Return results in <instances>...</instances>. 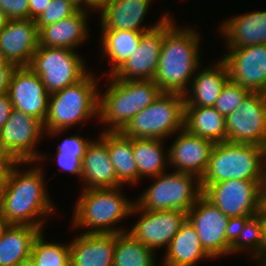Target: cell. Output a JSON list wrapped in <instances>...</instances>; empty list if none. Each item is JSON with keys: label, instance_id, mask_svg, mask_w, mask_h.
Segmentation results:
<instances>
[{"label": "cell", "instance_id": "6da1fadb", "mask_svg": "<svg viewBox=\"0 0 266 266\" xmlns=\"http://www.w3.org/2000/svg\"><path fill=\"white\" fill-rule=\"evenodd\" d=\"M23 163L32 162H18L8 170L0 193V212L9 224L30 225L43 230L44 223L42 219L38 220L39 217L55 210L46 192L41 168L35 166L22 172L17 165Z\"/></svg>", "mask_w": 266, "mask_h": 266}, {"label": "cell", "instance_id": "7a4b0ae2", "mask_svg": "<svg viewBox=\"0 0 266 266\" xmlns=\"http://www.w3.org/2000/svg\"><path fill=\"white\" fill-rule=\"evenodd\" d=\"M171 20L170 17L165 20V34L153 80L162 92L184 95L188 92V81L192 82V76L200 67V33L193 28H177Z\"/></svg>", "mask_w": 266, "mask_h": 266}, {"label": "cell", "instance_id": "3957f363", "mask_svg": "<svg viewBox=\"0 0 266 266\" xmlns=\"http://www.w3.org/2000/svg\"><path fill=\"white\" fill-rule=\"evenodd\" d=\"M112 82L99 96V122L110 124L106 131H122L135 115L153 103L162 93L154 80H119Z\"/></svg>", "mask_w": 266, "mask_h": 266}, {"label": "cell", "instance_id": "277c9868", "mask_svg": "<svg viewBox=\"0 0 266 266\" xmlns=\"http://www.w3.org/2000/svg\"><path fill=\"white\" fill-rule=\"evenodd\" d=\"M96 77L88 73L77 83L50 93L44 131L55 135L96 115L99 118V90ZM91 116V117H90ZM84 120V121H83Z\"/></svg>", "mask_w": 266, "mask_h": 266}, {"label": "cell", "instance_id": "5b68a950", "mask_svg": "<svg viewBox=\"0 0 266 266\" xmlns=\"http://www.w3.org/2000/svg\"><path fill=\"white\" fill-rule=\"evenodd\" d=\"M266 180V148L250 143L214 144L201 183Z\"/></svg>", "mask_w": 266, "mask_h": 266}, {"label": "cell", "instance_id": "8992f818", "mask_svg": "<svg viewBox=\"0 0 266 266\" xmlns=\"http://www.w3.org/2000/svg\"><path fill=\"white\" fill-rule=\"evenodd\" d=\"M120 187L83 189L76 202L74 227H86L84 233L118 234L126 232L113 225L131 216L135 202L123 196ZM112 225V226H111Z\"/></svg>", "mask_w": 266, "mask_h": 266}, {"label": "cell", "instance_id": "52a82bcc", "mask_svg": "<svg viewBox=\"0 0 266 266\" xmlns=\"http://www.w3.org/2000/svg\"><path fill=\"white\" fill-rule=\"evenodd\" d=\"M185 96L162 92L121 131L129 138L164 140L184 128Z\"/></svg>", "mask_w": 266, "mask_h": 266}, {"label": "cell", "instance_id": "ba28073f", "mask_svg": "<svg viewBox=\"0 0 266 266\" xmlns=\"http://www.w3.org/2000/svg\"><path fill=\"white\" fill-rule=\"evenodd\" d=\"M154 179L155 182L135 201L141 209L180 210L187 213L203 193L201 179L193 174L175 171L161 173Z\"/></svg>", "mask_w": 266, "mask_h": 266}, {"label": "cell", "instance_id": "9c48e42d", "mask_svg": "<svg viewBox=\"0 0 266 266\" xmlns=\"http://www.w3.org/2000/svg\"><path fill=\"white\" fill-rule=\"evenodd\" d=\"M266 180H228L201 183L203 195L233 222L259 214Z\"/></svg>", "mask_w": 266, "mask_h": 266}, {"label": "cell", "instance_id": "30bf717a", "mask_svg": "<svg viewBox=\"0 0 266 266\" xmlns=\"http://www.w3.org/2000/svg\"><path fill=\"white\" fill-rule=\"evenodd\" d=\"M28 67L41 78L49 94L77 83L89 73L81 56L68 48L38 47Z\"/></svg>", "mask_w": 266, "mask_h": 266}, {"label": "cell", "instance_id": "8fae6325", "mask_svg": "<svg viewBox=\"0 0 266 266\" xmlns=\"http://www.w3.org/2000/svg\"><path fill=\"white\" fill-rule=\"evenodd\" d=\"M187 220L212 258L230 254L234 222L203 194L187 212Z\"/></svg>", "mask_w": 266, "mask_h": 266}, {"label": "cell", "instance_id": "7c38bea8", "mask_svg": "<svg viewBox=\"0 0 266 266\" xmlns=\"http://www.w3.org/2000/svg\"><path fill=\"white\" fill-rule=\"evenodd\" d=\"M227 141L266 148V101L263 93L250 92L226 117Z\"/></svg>", "mask_w": 266, "mask_h": 266}, {"label": "cell", "instance_id": "4fadbf2b", "mask_svg": "<svg viewBox=\"0 0 266 266\" xmlns=\"http://www.w3.org/2000/svg\"><path fill=\"white\" fill-rule=\"evenodd\" d=\"M43 131V123L40 120L13 108L0 130V139L18 162H36L43 159V156L35 151Z\"/></svg>", "mask_w": 266, "mask_h": 266}, {"label": "cell", "instance_id": "5bb4252c", "mask_svg": "<svg viewBox=\"0 0 266 266\" xmlns=\"http://www.w3.org/2000/svg\"><path fill=\"white\" fill-rule=\"evenodd\" d=\"M220 59L225 63L229 80L250 92L266 88V44L228 49Z\"/></svg>", "mask_w": 266, "mask_h": 266}, {"label": "cell", "instance_id": "9a60e30c", "mask_svg": "<svg viewBox=\"0 0 266 266\" xmlns=\"http://www.w3.org/2000/svg\"><path fill=\"white\" fill-rule=\"evenodd\" d=\"M136 211L142 213L141 218L127 232L153 251L168 247L187 219V213L180 210L148 211L135 203L131 214Z\"/></svg>", "mask_w": 266, "mask_h": 266}, {"label": "cell", "instance_id": "2e32d148", "mask_svg": "<svg viewBox=\"0 0 266 266\" xmlns=\"http://www.w3.org/2000/svg\"><path fill=\"white\" fill-rule=\"evenodd\" d=\"M8 95L13 108L37 118L44 124L48 114L50 94L41 78L29 67H17L14 70Z\"/></svg>", "mask_w": 266, "mask_h": 266}, {"label": "cell", "instance_id": "e0dca14e", "mask_svg": "<svg viewBox=\"0 0 266 266\" xmlns=\"http://www.w3.org/2000/svg\"><path fill=\"white\" fill-rule=\"evenodd\" d=\"M164 34L165 21L142 33L134 53L112 75L119 80H153L157 74Z\"/></svg>", "mask_w": 266, "mask_h": 266}, {"label": "cell", "instance_id": "ac0fdd59", "mask_svg": "<svg viewBox=\"0 0 266 266\" xmlns=\"http://www.w3.org/2000/svg\"><path fill=\"white\" fill-rule=\"evenodd\" d=\"M39 31L35 20H7L0 29V54L16 67H28L39 47Z\"/></svg>", "mask_w": 266, "mask_h": 266}, {"label": "cell", "instance_id": "d6986e66", "mask_svg": "<svg viewBox=\"0 0 266 266\" xmlns=\"http://www.w3.org/2000/svg\"><path fill=\"white\" fill-rule=\"evenodd\" d=\"M178 137L168 150L169 163L176 172L189 173L201 179L209 164L214 143L188 132L178 131Z\"/></svg>", "mask_w": 266, "mask_h": 266}, {"label": "cell", "instance_id": "ffe728a7", "mask_svg": "<svg viewBox=\"0 0 266 266\" xmlns=\"http://www.w3.org/2000/svg\"><path fill=\"white\" fill-rule=\"evenodd\" d=\"M152 0H112L101 13V29L150 31L162 24L169 16L164 14L151 27L141 26Z\"/></svg>", "mask_w": 266, "mask_h": 266}, {"label": "cell", "instance_id": "44dd1931", "mask_svg": "<svg viewBox=\"0 0 266 266\" xmlns=\"http://www.w3.org/2000/svg\"><path fill=\"white\" fill-rule=\"evenodd\" d=\"M98 140L89 142L82 159L81 179L86 184L83 189L120 187L107 143L101 137Z\"/></svg>", "mask_w": 266, "mask_h": 266}, {"label": "cell", "instance_id": "7402d4cb", "mask_svg": "<svg viewBox=\"0 0 266 266\" xmlns=\"http://www.w3.org/2000/svg\"><path fill=\"white\" fill-rule=\"evenodd\" d=\"M116 234L82 233L70 242L71 266H113Z\"/></svg>", "mask_w": 266, "mask_h": 266}, {"label": "cell", "instance_id": "603a6c76", "mask_svg": "<svg viewBox=\"0 0 266 266\" xmlns=\"http://www.w3.org/2000/svg\"><path fill=\"white\" fill-rule=\"evenodd\" d=\"M87 12L76 11L58 22L40 28L39 47L73 49L88 37Z\"/></svg>", "mask_w": 266, "mask_h": 266}, {"label": "cell", "instance_id": "cb8c5ba5", "mask_svg": "<svg viewBox=\"0 0 266 266\" xmlns=\"http://www.w3.org/2000/svg\"><path fill=\"white\" fill-rule=\"evenodd\" d=\"M220 31L227 38V49L266 44V11H254L227 19Z\"/></svg>", "mask_w": 266, "mask_h": 266}, {"label": "cell", "instance_id": "d4e9b609", "mask_svg": "<svg viewBox=\"0 0 266 266\" xmlns=\"http://www.w3.org/2000/svg\"><path fill=\"white\" fill-rule=\"evenodd\" d=\"M192 81L189 83L192 94H188L189 92L184 94L185 107L214 106L222 88L229 81L227 67L222 60H219L214 67L195 73Z\"/></svg>", "mask_w": 266, "mask_h": 266}, {"label": "cell", "instance_id": "484cf974", "mask_svg": "<svg viewBox=\"0 0 266 266\" xmlns=\"http://www.w3.org/2000/svg\"><path fill=\"white\" fill-rule=\"evenodd\" d=\"M166 249L163 266H195L203 258L212 259L204 250L196 229L187 219Z\"/></svg>", "mask_w": 266, "mask_h": 266}, {"label": "cell", "instance_id": "4316f807", "mask_svg": "<svg viewBox=\"0 0 266 266\" xmlns=\"http://www.w3.org/2000/svg\"><path fill=\"white\" fill-rule=\"evenodd\" d=\"M42 231L30 225L9 224L0 237V266H17L30 258L33 243Z\"/></svg>", "mask_w": 266, "mask_h": 266}, {"label": "cell", "instance_id": "83f0119b", "mask_svg": "<svg viewBox=\"0 0 266 266\" xmlns=\"http://www.w3.org/2000/svg\"><path fill=\"white\" fill-rule=\"evenodd\" d=\"M100 137L107 143L118 181L122 185H135L138 168L133 155V138L126 137L121 131H103Z\"/></svg>", "mask_w": 266, "mask_h": 266}, {"label": "cell", "instance_id": "f1b7e54d", "mask_svg": "<svg viewBox=\"0 0 266 266\" xmlns=\"http://www.w3.org/2000/svg\"><path fill=\"white\" fill-rule=\"evenodd\" d=\"M184 128L214 144L227 141L226 117L211 107H185Z\"/></svg>", "mask_w": 266, "mask_h": 266}, {"label": "cell", "instance_id": "f546056e", "mask_svg": "<svg viewBox=\"0 0 266 266\" xmlns=\"http://www.w3.org/2000/svg\"><path fill=\"white\" fill-rule=\"evenodd\" d=\"M248 249L256 259H260L263 264L266 261V247L263 237V225L259 215L254 217L237 220L233 223L231 252L237 253ZM255 255V256H254Z\"/></svg>", "mask_w": 266, "mask_h": 266}, {"label": "cell", "instance_id": "4dcf8cb0", "mask_svg": "<svg viewBox=\"0 0 266 266\" xmlns=\"http://www.w3.org/2000/svg\"><path fill=\"white\" fill-rule=\"evenodd\" d=\"M147 31H130L102 29L101 45L104 56L109 57L112 65L110 75H112L127 59L134 53L139 44L142 33Z\"/></svg>", "mask_w": 266, "mask_h": 266}, {"label": "cell", "instance_id": "1f68e13d", "mask_svg": "<svg viewBox=\"0 0 266 266\" xmlns=\"http://www.w3.org/2000/svg\"><path fill=\"white\" fill-rule=\"evenodd\" d=\"M162 141L160 139L133 138V155L138 168V181L145 176L154 178L165 173L169 156L168 153H163Z\"/></svg>", "mask_w": 266, "mask_h": 266}, {"label": "cell", "instance_id": "d6a6232c", "mask_svg": "<svg viewBox=\"0 0 266 266\" xmlns=\"http://www.w3.org/2000/svg\"><path fill=\"white\" fill-rule=\"evenodd\" d=\"M154 253L126 230L116 234L113 266H155Z\"/></svg>", "mask_w": 266, "mask_h": 266}, {"label": "cell", "instance_id": "836d02e7", "mask_svg": "<svg viewBox=\"0 0 266 266\" xmlns=\"http://www.w3.org/2000/svg\"><path fill=\"white\" fill-rule=\"evenodd\" d=\"M30 258L36 266H71L70 243L46 242L42 230L33 243Z\"/></svg>", "mask_w": 266, "mask_h": 266}, {"label": "cell", "instance_id": "e575fe53", "mask_svg": "<svg viewBox=\"0 0 266 266\" xmlns=\"http://www.w3.org/2000/svg\"><path fill=\"white\" fill-rule=\"evenodd\" d=\"M249 93L250 91L248 89L242 88L240 85L229 80L222 88L213 107L227 117L242 104V101Z\"/></svg>", "mask_w": 266, "mask_h": 266}, {"label": "cell", "instance_id": "d590c367", "mask_svg": "<svg viewBox=\"0 0 266 266\" xmlns=\"http://www.w3.org/2000/svg\"><path fill=\"white\" fill-rule=\"evenodd\" d=\"M76 10L68 0H51L42 14L35 20L38 30L74 14Z\"/></svg>", "mask_w": 266, "mask_h": 266}, {"label": "cell", "instance_id": "8d00e7d4", "mask_svg": "<svg viewBox=\"0 0 266 266\" xmlns=\"http://www.w3.org/2000/svg\"><path fill=\"white\" fill-rule=\"evenodd\" d=\"M0 9L7 20L29 19V0H0Z\"/></svg>", "mask_w": 266, "mask_h": 266}, {"label": "cell", "instance_id": "74e56055", "mask_svg": "<svg viewBox=\"0 0 266 266\" xmlns=\"http://www.w3.org/2000/svg\"><path fill=\"white\" fill-rule=\"evenodd\" d=\"M89 142L90 139L88 141V139L86 140L79 135H73L61 142V144L57 148V152L76 156L82 161Z\"/></svg>", "mask_w": 266, "mask_h": 266}, {"label": "cell", "instance_id": "f35d334b", "mask_svg": "<svg viewBox=\"0 0 266 266\" xmlns=\"http://www.w3.org/2000/svg\"><path fill=\"white\" fill-rule=\"evenodd\" d=\"M57 162L61 170L70 172V174H76L81 177L82 161L73 155L56 153Z\"/></svg>", "mask_w": 266, "mask_h": 266}, {"label": "cell", "instance_id": "ab89813d", "mask_svg": "<svg viewBox=\"0 0 266 266\" xmlns=\"http://www.w3.org/2000/svg\"><path fill=\"white\" fill-rule=\"evenodd\" d=\"M16 68L14 64L6 61L0 64V95L8 93L10 80Z\"/></svg>", "mask_w": 266, "mask_h": 266}, {"label": "cell", "instance_id": "60d3db41", "mask_svg": "<svg viewBox=\"0 0 266 266\" xmlns=\"http://www.w3.org/2000/svg\"><path fill=\"white\" fill-rule=\"evenodd\" d=\"M13 109L8 93L0 95V130L8 120Z\"/></svg>", "mask_w": 266, "mask_h": 266}, {"label": "cell", "instance_id": "b9f144b4", "mask_svg": "<svg viewBox=\"0 0 266 266\" xmlns=\"http://www.w3.org/2000/svg\"><path fill=\"white\" fill-rule=\"evenodd\" d=\"M51 0H29V19L36 20Z\"/></svg>", "mask_w": 266, "mask_h": 266}, {"label": "cell", "instance_id": "7bdbcfd3", "mask_svg": "<svg viewBox=\"0 0 266 266\" xmlns=\"http://www.w3.org/2000/svg\"><path fill=\"white\" fill-rule=\"evenodd\" d=\"M18 161L11 155L0 139V164H16Z\"/></svg>", "mask_w": 266, "mask_h": 266}, {"label": "cell", "instance_id": "ee69618b", "mask_svg": "<svg viewBox=\"0 0 266 266\" xmlns=\"http://www.w3.org/2000/svg\"><path fill=\"white\" fill-rule=\"evenodd\" d=\"M112 0H87L88 8L93 12L102 11Z\"/></svg>", "mask_w": 266, "mask_h": 266}, {"label": "cell", "instance_id": "f6af8a7d", "mask_svg": "<svg viewBox=\"0 0 266 266\" xmlns=\"http://www.w3.org/2000/svg\"><path fill=\"white\" fill-rule=\"evenodd\" d=\"M15 164H0V193L4 187L8 170Z\"/></svg>", "mask_w": 266, "mask_h": 266}, {"label": "cell", "instance_id": "bcb514c9", "mask_svg": "<svg viewBox=\"0 0 266 266\" xmlns=\"http://www.w3.org/2000/svg\"><path fill=\"white\" fill-rule=\"evenodd\" d=\"M76 11L87 12V0H68ZM85 4V5H83ZM86 7V8H83Z\"/></svg>", "mask_w": 266, "mask_h": 266}, {"label": "cell", "instance_id": "7dc6e473", "mask_svg": "<svg viewBox=\"0 0 266 266\" xmlns=\"http://www.w3.org/2000/svg\"><path fill=\"white\" fill-rule=\"evenodd\" d=\"M258 215L260 216L263 225V237L265 240V247H266V211L261 207Z\"/></svg>", "mask_w": 266, "mask_h": 266}, {"label": "cell", "instance_id": "c3c4849f", "mask_svg": "<svg viewBox=\"0 0 266 266\" xmlns=\"http://www.w3.org/2000/svg\"><path fill=\"white\" fill-rule=\"evenodd\" d=\"M9 226L7 220L3 217L2 213L0 212V237L3 235L5 229Z\"/></svg>", "mask_w": 266, "mask_h": 266}, {"label": "cell", "instance_id": "681fc988", "mask_svg": "<svg viewBox=\"0 0 266 266\" xmlns=\"http://www.w3.org/2000/svg\"><path fill=\"white\" fill-rule=\"evenodd\" d=\"M261 207L266 211V181L262 186V201Z\"/></svg>", "mask_w": 266, "mask_h": 266}, {"label": "cell", "instance_id": "f907efd6", "mask_svg": "<svg viewBox=\"0 0 266 266\" xmlns=\"http://www.w3.org/2000/svg\"><path fill=\"white\" fill-rule=\"evenodd\" d=\"M7 18L4 12L0 9V29L6 24Z\"/></svg>", "mask_w": 266, "mask_h": 266}, {"label": "cell", "instance_id": "816d5d0a", "mask_svg": "<svg viewBox=\"0 0 266 266\" xmlns=\"http://www.w3.org/2000/svg\"><path fill=\"white\" fill-rule=\"evenodd\" d=\"M17 266H36L33 261L31 260V258L20 262Z\"/></svg>", "mask_w": 266, "mask_h": 266}, {"label": "cell", "instance_id": "f5cc1de1", "mask_svg": "<svg viewBox=\"0 0 266 266\" xmlns=\"http://www.w3.org/2000/svg\"><path fill=\"white\" fill-rule=\"evenodd\" d=\"M263 96H264V98H265V101H266V88L263 90Z\"/></svg>", "mask_w": 266, "mask_h": 266}, {"label": "cell", "instance_id": "db71d44e", "mask_svg": "<svg viewBox=\"0 0 266 266\" xmlns=\"http://www.w3.org/2000/svg\"><path fill=\"white\" fill-rule=\"evenodd\" d=\"M4 60L2 59V56L0 54V64L3 62Z\"/></svg>", "mask_w": 266, "mask_h": 266}, {"label": "cell", "instance_id": "11a10c76", "mask_svg": "<svg viewBox=\"0 0 266 266\" xmlns=\"http://www.w3.org/2000/svg\"><path fill=\"white\" fill-rule=\"evenodd\" d=\"M261 266H266V261L263 264H261Z\"/></svg>", "mask_w": 266, "mask_h": 266}]
</instances>
